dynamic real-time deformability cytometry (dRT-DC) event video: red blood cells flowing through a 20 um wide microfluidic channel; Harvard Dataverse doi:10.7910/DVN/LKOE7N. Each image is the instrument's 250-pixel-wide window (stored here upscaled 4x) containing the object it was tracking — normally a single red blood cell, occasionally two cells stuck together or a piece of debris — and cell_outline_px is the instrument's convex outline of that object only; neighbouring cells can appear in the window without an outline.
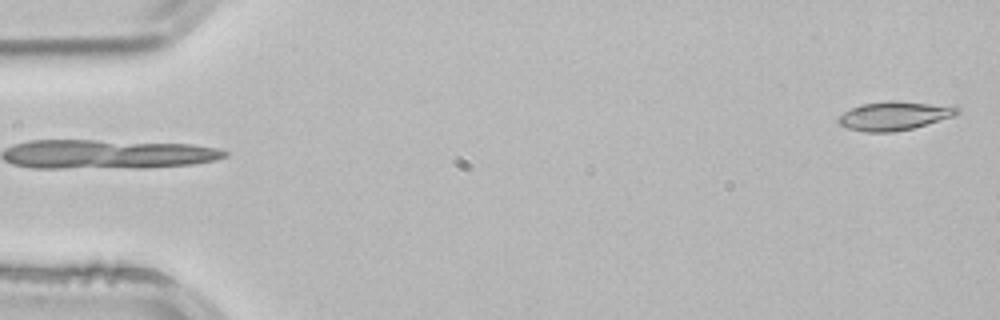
{"species": "common noctule bat (a hibernating species)", "species_latin": "Nyctalus noctula", "temperature_condition": "room temperature", "stored_images_in_passage": 3, "segment_of_instrument_passage": [2, 2], "camera_frame_rate_fps": 3000, "um_per_image_px": 0.085, "animal": {"sex": "male", "body_mass_g": 21.5, "forearm_length_mm": 52.0}, "frame": {"image": 1, "passage_image": 3, "time_ms": 0.667, "image_size_px": [1000, 320], "cell_outline_px": [[960, 112], [952, 116], [912, 128], [892, 132], [864, 132], [848, 128], [840, 124], [836, 120], [836, 116], [860, 104], [892, 100], [956, 104], [960, 108]], "centroid_in_image_um": [76.05, 9.81], "position_along_channel_um": 8.9, "area_um2": 20.29}}